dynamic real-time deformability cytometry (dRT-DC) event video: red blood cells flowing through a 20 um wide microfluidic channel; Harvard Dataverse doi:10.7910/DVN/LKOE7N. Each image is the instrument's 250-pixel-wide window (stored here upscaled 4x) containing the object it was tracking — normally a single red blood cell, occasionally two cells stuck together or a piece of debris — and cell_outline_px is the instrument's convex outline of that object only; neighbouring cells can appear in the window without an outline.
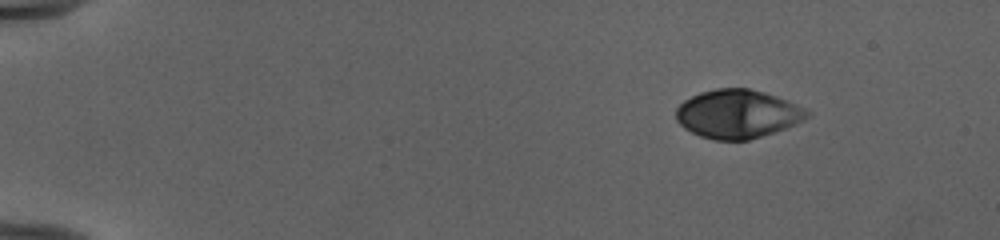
{"species": "human", "species_latin": "Homo sapiens", "temperature_condition": "cold", "stored_images_in_passage": 46, "camera_frame_rate_fps": 3000, "um_per_image_px": 0.085, "donor": {"sex": "female"}, "frame": {"image": 1, "passage_image": 1, "time_ms": 0.0, "image_size_px": [1000, 240], "cell_outline_px": [[812, 112], [804, 120], [796, 124], [748, 140], [712, 140], [700, 136], [684, 128], [676, 120], [676, 108], [684, 100], [700, 92], [716, 88], [748, 88], [764, 92], [788, 100]], "centroid_in_image_um": [62.68, 9.68], "position_along_channel_um": 22.3, "area_um2": 37.05}}
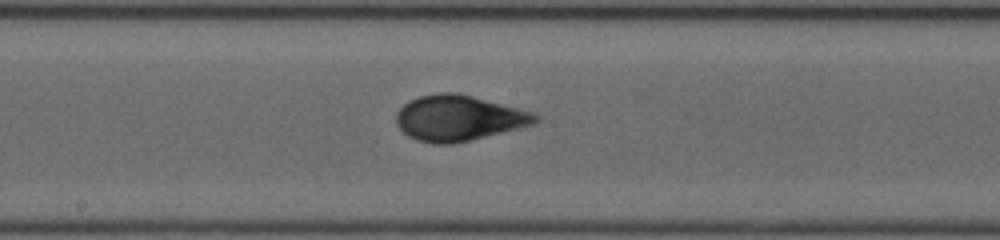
{"frame": {"image": 2, "passage_image": 24, "time_ms": 7.667, "image_size_px": [1000, 240], "cell_outline_px": [[540, 120], [532, 124], [452, 144], [432, 144], [416, 140], [408, 136], [396, 124], [396, 112], [408, 100], [420, 96], [440, 92], [452, 92], [472, 96], [532, 112], [540, 116]], "centroid_in_image_um": [38.93, 10.03], "position_along_channel_um": 209.3, "area_um2": 36.47}}
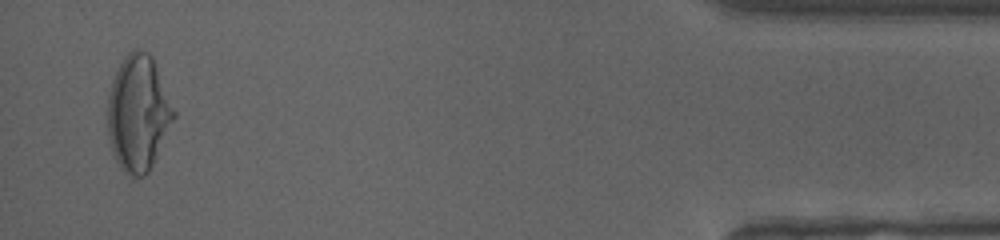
{"frame": {"image": 3, "passage_image": 45, "time_ms": 14.667, "image_size_px": [1000, 240], "cell_outline_px": [[176, 116], [148, 172], [144, 176], [132, 180], [120, 168], [112, 152], [108, 136], [108, 96], [112, 80], [124, 56], [132, 48], [136, 48], [148, 52], [152, 56], [176, 112]], "centroid_in_image_um": [11.74, 9.63], "position_along_channel_um": 423.5, "area_um2": 44.8}, "authors_computed_cell_mechanics": {"area_um2": 36.5296, "velocity_mm_per_s": 4.0006, "shape_relaxation_time_tau1_ms": 7.732, "shape_relaxation_time_tau2_ms": null, "deformation_change_tau1": 0.2671, "deformation_change_tau2": null}}